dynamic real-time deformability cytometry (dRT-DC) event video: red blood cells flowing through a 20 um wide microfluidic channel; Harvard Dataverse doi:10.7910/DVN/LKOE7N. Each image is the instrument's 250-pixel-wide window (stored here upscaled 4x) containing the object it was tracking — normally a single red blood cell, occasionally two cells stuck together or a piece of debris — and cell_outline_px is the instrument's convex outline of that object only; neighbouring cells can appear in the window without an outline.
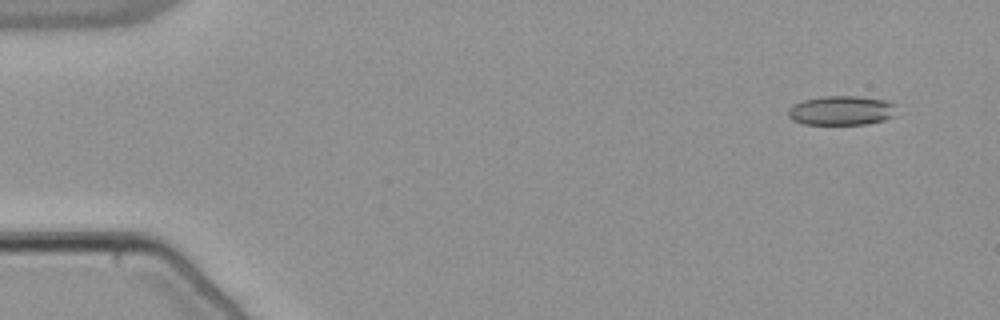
{"species": "common noctule bat (a hibernating species)", "species_latin": "Nyctalus noctula", "temperature_condition": "warm", "stored_images_in_passage": 51, "camera_frame_rate_fps": 3000, "um_per_image_px": 0.085, "animal": {"sex": "male", "body_mass_g": 21.5, "forearm_length_mm": 52.0}, "frame": {"image": 1, "passage_image": 1, "time_ms": 0.0, "image_size_px": [1000, 320], "cell_outline_px": [[896, 104], [892, 116], [884, 120], [868, 124], [804, 124], [792, 120], [788, 116], [788, 108], [792, 104], [804, 100], [824, 96], [860, 96], [888, 100]], "centroid_in_image_um": [71.51, 9.38], "position_along_channel_um": 13.5, "area_um2": 18.67}}
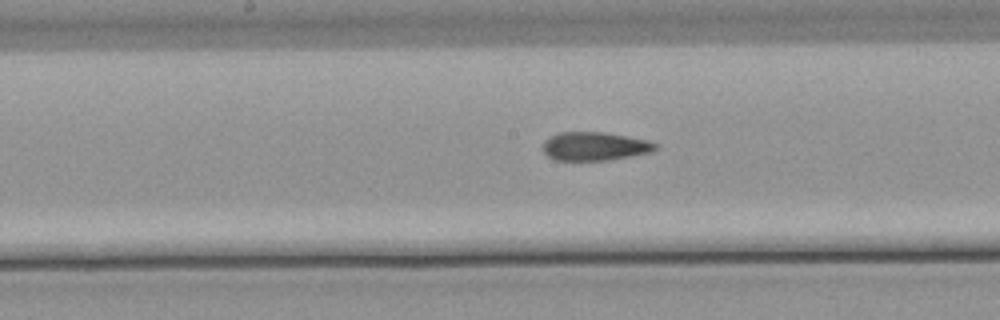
{"frame": {"image": 2, "passage_image": 25, "time_ms": 8.0, "image_size_px": [1000, 320], "cell_outline_px": [[656, 148], [652, 152], [604, 160], [556, 160], [548, 156], [544, 152], [544, 140], [548, 136], [560, 132], [604, 132], [628, 136], [648, 140], [656, 144]], "centroid_in_image_um": [50.52, 12.42], "position_along_channel_um": 197.7, "area_um2": 18.55}}
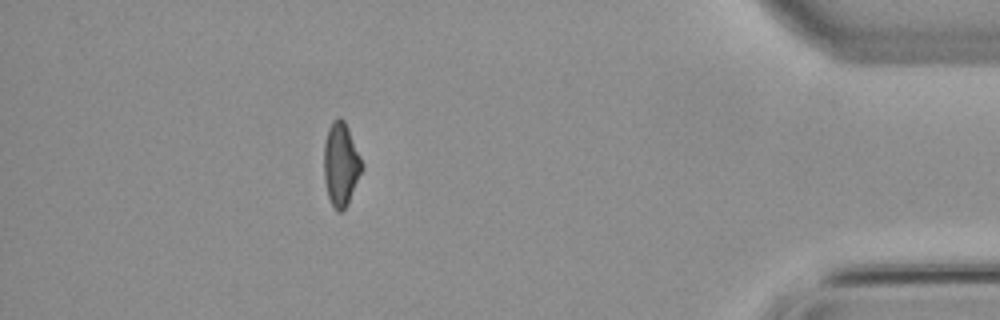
{"frame": {"image": 3, "passage_image": 45, "time_ms": 14.667, "image_size_px": [1000, 320], "cell_outline_px": [[364, 168], [348, 204], [340, 212], [336, 212], [328, 196], [324, 180], [324, 140], [328, 128], [332, 120], [336, 116], [340, 116], [344, 120], [348, 128], [364, 164]], "centroid_in_image_um": [28.98, 13.94], "position_along_channel_um": 406.2, "area_um2": 18.79}, "authors_computed_cell_mechanics": {"area_um2": 19.3052, "velocity_mm_per_s": 3.8616, "shape_relaxation_time_tau1_ms": null, "shape_relaxation_time_tau2_ms": 3.0218, "deformation_change_tau1": null, "deformation_change_tau2": 0.0946}}